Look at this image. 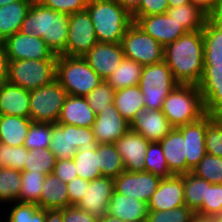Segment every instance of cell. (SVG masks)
<instances>
[{
  "instance_id": "obj_1",
  "label": "cell",
  "mask_w": 222,
  "mask_h": 222,
  "mask_svg": "<svg viewBox=\"0 0 222 222\" xmlns=\"http://www.w3.org/2000/svg\"><path fill=\"white\" fill-rule=\"evenodd\" d=\"M202 30L187 32L164 46L163 60L178 84L198 86L204 70Z\"/></svg>"
},
{
  "instance_id": "obj_2",
  "label": "cell",
  "mask_w": 222,
  "mask_h": 222,
  "mask_svg": "<svg viewBox=\"0 0 222 222\" xmlns=\"http://www.w3.org/2000/svg\"><path fill=\"white\" fill-rule=\"evenodd\" d=\"M69 15L44 7L33 1L22 22L21 33L42 38L56 55L66 50Z\"/></svg>"
},
{
  "instance_id": "obj_3",
  "label": "cell",
  "mask_w": 222,
  "mask_h": 222,
  "mask_svg": "<svg viewBox=\"0 0 222 222\" xmlns=\"http://www.w3.org/2000/svg\"><path fill=\"white\" fill-rule=\"evenodd\" d=\"M86 10L100 43H121L132 15L116 0H88Z\"/></svg>"
},
{
  "instance_id": "obj_4",
  "label": "cell",
  "mask_w": 222,
  "mask_h": 222,
  "mask_svg": "<svg viewBox=\"0 0 222 222\" xmlns=\"http://www.w3.org/2000/svg\"><path fill=\"white\" fill-rule=\"evenodd\" d=\"M162 112L173 128L197 121L206 114L199 88L178 84L165 98Z\"/></svg>"
},
{
  "instance_id": "obj_5",
  "label": "cell",
  "mask_w": 222,
  "mask_h": 222,
  "mask_svg": "<svg viewBox=\"0 0 222 222\" xmlns=\"http://www.w3.org/2000/svg\"><path fill=\"white\" fill-rule=\"evenodd\" d=\"M56 80L67 95L86 97L103 79L83 57L58 55Z\"/></svg>"
},
{
  "instance_id": "obj_6",
  "label": "cell",
  "mask_w": 222,
  "mask_h": 222,
  "mask_svg": "<svg viewBox=\"0 0 222 222\" xmlns=\"http://www.w3.org/2000/svg\"><path fill=\"white\" fill-rule=\"evenodd\" d=\"M177 85L172 71L164 60L144 66L139 87L143 93L145 109L162 110L165 98Z\"/></svg>"
},
{
  "instance_id": "obj_7",
  "label": "cell",
  "mask_w": 222,
  "mask_h": 222,
  "mask_svg": "<svg viewBox=\"0 0 222 222\" xmlns=\"http://www.w3.org/2000/svg\"><path fill=\"white\" fill-rule=\"evenodd\" d=\"M98 144L92 127L52 124L50 150L57 160L73 159L77 151L95 150Z\"/></svg>"
},
{
  "instance_id": "obj_8",
  "label": "cell",
  "mask_w": 222,
  "mask_h": 222,
  "mask_svg": "<svg viewBox=\"0 0 222 222\" xmlns=\"http://www.w3.org/2000/svg\"><path fill=\"white\" fill-rule=\"evenodd\" d=\"M57 59L9 60L7 82L31 91L56 79Z\"/></svg>"
},
{
  "instance_id": "obj_9",
  "label": "cell",
  "mask_w": 222,
  "mask_h": 222,
  "mask_svg": "<svg viewBox=\"0 0 222 222\" xmlns=\"http://www.w3.org/2000/svg\"><path fill=\"white\" fill-rule=\"evenodd\" d=\"M67 92L55 79L30 91L29 118L35 122L57 123Z\"/></svg>"
},
{
  "instance_id": "obj_10",
  "label": "cell",
  "mask_w": 222,
  "mask_h": 222,
  "mask_svg": "<svg viewBox=\"0 0 222 222\" xmlns=\"http://www.w3.org/2000/svg\"><path fill=\"white\" fill-rule=\"evenodd\" d=\"M125 58L142 66L163 61L164 47L133 22L121 40Z\"/></svg>"
},
{
  "instance_id": "obj_11",
  "label": "cell",
  "mask_w": 222,
  "mask_h": 222,
  "mask_svg": "<svg viewBox=\"0 0 222 222\" xmlns=\"http://www.w3.org/2000/svg\"><path fill=\"white\" fill-rule=\"evenodd\" d=\"M98 43L93 22L87 10L69 15L66 50L63 55L83 57Z\"/></svg>"
},
{
  "instance_id": "obj_12",
  "label": "cell",
  "mask_w": 222,
  "mask_h": 222,
  "mask_svg": "<svg viewBox=\"0 0 222 222\" xmlns=\"http://www.w3.org/2000/svg\"><path fill=\"white\" fill-rule=\"evenodd\" d=\"M3 43L9 60L58 59V55L40 37L17 32Z\"/></svg>"
},
{
  "instance_id": "obj_13",
  "label": "cell",
  "mask_w": 222,
  "mask_h": 222,
  "mask_svg": "<svg viewBox=\"0 0 222 222\" xmlns=\"http://www.w3.org/2000/svg\"><path fill=\"white\" fill-rule=\"evenodd\" d=\"M161 177L150 172H122L114 178V191L123 196L148 203L157 190Z\"/></svg>"
},
{
  "instance_id": "obj_14",
  "label": "cell",
  "mask_w": 222,
  "mask_h": 222,
  "mask_svg": "<svg viewBox=\"0 0 222 222\" xmlns=\"http://www.w3.org/2000/svg\"><path fill=\"white\" fill-rule=\"evenodd\" d=\"M197 87L202 95L205 112L222 117V64H204Z\"/></svg>"
},
{
  "instance_id": "obj_15",
  "label": "cell",
  "mask_w": 222,
  "mask_h": 222,
  "mask_svg": "<svg viewBox=\"0 0 222 222\" xmlns=\"http://www.w3.org/2000/svg\"><path fill=\"white\" fill-rule=\"evenodd\" d=\"M83 58L88 65L105 80L125 58L121 43H100L94 45Z\"/></svg>"
},
{
  "instance_id": "obj_16",
  "label": "cell",
  "mask_w": 222,
  "mask_h": 222,
  "mask_svg": "<svg viewBox=\"0 0 222 222\" xmlns=\"http://www.w3.org/2000/svg\"><path fill=\"white\" fill-rule=\"evenodd\" d=\"M92 130L99 144H114L130 130V123L123 118L113 103L96 115Z\"/></svg>"
},
{
  "instance_id": "obj_17",
  "label": "cell",
  "mask_w": 222,
  "mask_h": 222,
  "mask_svg": "<svg viewBox=\"0 0 222 222\" xmlns=\"http://www.w3.org/2000/svg\"><path fill=\"white\" fill-rule=\"evenodd\" d=\"M145 33L157 40L163 47L176 41L187 31L166 13L141 16L134 21Z\"/></svg>"
},
{
  "instance_id": "obj_18",
  "label": "cell",
  "mask_w": 222,
  "mask_h": 222,
  "mask_svg": "<svg viewBox=\"0 0 222 222\" xmlns=\"http://www.w3.org/2000/svg\"><path fill=\"white\" fill-rule=\"evenodd\" d=\"M114 191V179L106 176L95 178L89 182L83 198L76 205L97 218L107 214V204Z\"/></svg>"
},
{
  "instance_id": "obj_19",
  "label": "cell",
  "mask_w": 222,
  "mask_h": 222,
  "mask_svg": "<svg viewBox=\"0 0 222 222\" xmlns=\"http://www.w3.org/2000/svg\"><path fill=\"white\" fill-rule=\"evenodd\" d=\"M173 127L162 110L142 109L130 122V130L141 134L149 142H159Z\"/></svg>"
},
{
  "instance_id": "obj_20",
  "label": "cell",
  "mask_w": 222,
  "mask_h": 222,
  "mask_svg": "<svg viewBox=\"0 0 222 222\" xmlns=\"http://www.w3.org/2000/svg\"><path fill=\"white\" fill-rule=\"evenodd\" d=\"M147 205L148 211H168L184 206L183 174L162 178Z\"/></svg>"
},
{
  "instance_id": "obj_21",
  "label": "cell",
  "mask_w": 222,
  "mask_h": 222,
  "mask_svg": "<svg viewBox=\"0 0 222 222\" xmlns=\"http://www.w3.org/2000/svg\"><path fill=\"white\" fill-rule=\"evenodd\" d=\"M149 143L141 134L132 130L126 132L114 143L123 159L125 171H144L145 155Z\"/></svg>"
},
{
  "instance_id": "obj_22",
  "label": "cell",
  "mask_w": 222,
  "mask_h": 222,
  "mask_svg": "<svg viewBox=\"0 0 222 222\" xmlns=\"http://www.w3.org/2000/svg\"><path fill=\"white\" fill-rule=\"evenodd\" d=\"M186 140L187 173L207 154L205 135L207 130V113L197 121L177 128Z\"/></svg>"
},
{
  "instance_id": "obj_23",
  "label": "cell",
  "mask_w": 222,
  "mask_h": 222,
  "mask_svg": "<svg viewBox=\"0 0 222 222\" xmlns=\"http://www.w3.org/2000/svg\"><path fill=\"white\" fill-rule=\"evenodd\" d=\"M159 143L170 172L173 175L186 174V140L182 133L173 128Z\"/></svg>"
},
{
  "instance_id": "obj_24",
  "label": "cell",
  "mask_w": 222,
  "mask_h": 222,
  "mask_svg": "<svg viewBox=\"0 0 222 222\" xmlns=\"http://www.w3.org/2000/svg\"><path fill=\"white\" fill-rule=\"evenodd\" d=\"M30 91L20 86L0 83V115L29 118Z\"/></svg>"
},
{
  "instance_id": "obj_25",
  "label": "cell",
  "mask_w": 222,
  "mask_h": 222,
  "mask_svg": "<svg viewBox=\"0 0 222 222\" xmlns=\"http://www.w3.org/2000/svg\"><path fill=\"white\" fill-rule=\"evenodd\" d=\"M107 214L123 222H146L148 205L146 202L113 191L112 198L107 204Z\"/></svg>"
},
{
  "instance_id": "obj_26",
  "label": "cell",
  "mask_w": 222,
  "mask_h": 222,
  "mask_svg": "<svg viewBox=\"0 0 222 222\" xmlns=\"http://www.w3.org/2000/svg\"><path fill=\"white\" fill-rule=\"evenodd\" d=\"M96 114L86 97L67 95L57 123L78 127H92Z\"/></svg>"
},
{
  "instance_id": "obj_27",
  "label": "cell",
  "mask_w": 222,
  "mask_h": 222,
  "mask_svg": "<svg viewBox=\"0 0 222 222\" xmlns=\"http://www.w3.org/2000/svg\"><path fill=\"white\" fill-rule=\"evenodd\" d=\"M32 0H19L0 7V42L20 31Z\"/></svg>"
},
{
  "instance_id": "obj_28",
  "label": "cell",
  "mask_w": 222,
  "mask_h": 222,
  "mask_svg": "<svg viewBox=\"0 0 222 222\" xmlns=\"http://www.w3.org/2000/svg\"><path fill=\"white\" fill-rule=\"evenodd\" d=\"M37 205L43 209H64L69 206L67 184L53 173L45 176Z\"/></svg>"
},
{
  "instance_id": "obj_29",
  "label": "cell",
  "mask_w": 222,
  "mask_h": 222,
  "mask_svg": "<svg viewBox=\"0 0 222 222\" xmlns=\"http://www.w3.org/2000/svg\"><path fill=\"white\" fill-rule=\"evenodd\" d=\"M204 64H222V20L210 17L202 30Z\"/></svg>"
},
{
  "instance_id": "obj_30",
  "label": "cell",
  "mask_w": 222,
  "mask_h": 222,
  "mask_svg": "<svg viewBox=\"0 0 222 222\" xmlns=\"http://www.w3.org/2000/svg\"><path fill=\"white\" fill-rule=\"evenodd\" d=\"M30 118L0 115V142L10 146H23L31 123Z\"/></svg>"
},
{
  "instance_id": "obj_31",
  "label": "cell",
  "mask_w": 222,
  "mask_h": 222,
  "mask_svg": "<svg viewBox=\"0 0 222 222\" xmlns=\"http://www.w3.org/2000/svg\"><path fill=\"white\" fill-rule=\"evenodd\" d=\"M166 14L173 18L187 32L203 30L210 16L192 2L178 7H169Z\"/></svg>"
},
{
  "instance_id": "obj_32",
  "label": "cell",
  "mask_w": 222,
  "mask_h": 222,
  "mask_svg": "<svg viewBox=\"0 0 222 222\" xmlns=\"http://www.w3.org/2000/svg\"><path fill=\"white\" fill-rule=\"evenodd\" d=\"M113 103L119 113L129 123L138 111L145 108L143 93L139 85L116 90Z\"/></svg>"
},
{
  "instance_id": "obj_33",
  "label": "cell",
  "mask_w": 222,
  "mask_h": 222,
  "mask_svg": "<svg viewBox=\"0 0 222 222\" xmlns=\"http://www.w3.org/2000/svg\"><path fill=\"white\" fill-rule=\"evenodd\" d=\"M143 67L140 63L124 58L122 63L105 81L116 91L139 85Z\"/></svg>"
},
{
  "instance_id": "obj_34",
  "label": "cell",
  "mask_w": 222,
  "mask_h": 222,
  "mask_svg": "<svg viewBox=\"0 0 222 222\" xmlns=\"http://www.w3.org/2000/svg\"><path fill=\"white\" fill-rule=\"evenodd\" d=\"M98 161L102 176L114 179L125 171L123 159L113 143L98 144Z\"/></svg>"
},
{
  "instance_id": "obj_35",
  "label": "cell",
  "mask_w": 222,
  "mask_h": 222,
  "mask_svg": "<svg viewBox=\"0 0 222 222\" xmlns=\"http://www.w3.org/2000/svg\"><path fill=\"white\" fill-rule=\"evenodd\" d=\"M184 202L194 213L201 207L207 193V181L191 172L183 174Z\"/></svg>"
},
{
  "instance_id": "obj_36",
  "label": "cell",
  "mask_w": 222,
  "mask_h": 222,
  "mask_svg": "<svg viewBox=\"0 0 222 222\" xmlns=\"http://www.w3.org/2000/svg\"><path fill=\"white\" fill-rule=\"evenodd\" d=\"M21 181V171L0 167V202L13 204L19 201Z\"/></svg>"
},
{
  "instance_id": "obj_37",
  "label": "cell",
  "mask_w": 222,
  "mask_h": 222,
  "mask_svg": "<svg viewBox=\"0 0 222 222\" xmlns=\"http://www.w3.org/2000/svg\"><path fill=\"white\" fill-rule=\"evenodd\" d=\"M78 177L92 181L102 176L98 161V146L95 150L77 151L73 156Z\"/></svg>"
},
{
  "instance_id": "obj_38",
  "label": "cell",
  "mask_w": 222,
  "mask_h": 222,
  "mask_svg": "<svg viewBox=\"0 0 222 222\" xmlns=\"http://www.w3.org/2000/svg\"><path fill=\"white\" fill-rule=\"evenodd\" d=\"M57 158L50 148L32 149L26 154L23 171L41 172L45 175L53 173Z\"/></svg>"
},
{
  "instance_id": "obj_39",
  "label": "cell",
  "mask_w": 222,
  "mask_h": 222,
  "mask_svg": "<svg viewBox=\"0 0 222 222\" xmlns=\"http://www.w3.org/2000/svg\"><path fill=\"white\" fill-rule=\"evenodd\" d=\"M45 176L46 175L41 172L21 171L22 181L19 202L37 204L41 197Z\"/></svg>"
},
{
  "instance_id": "obj_40",
  "label": "cell",
  "mask_w": 222,
  "mask_h": 222,
  "mask_svg": "<svg viewBox=\"0 0 222 222\" xmlns=\"http://www.w3.org/2000/svg\"><path fill=\"white\" fill-rule=\"evenodd\" d=\"M196 218L211 220L222 216V184L207 182L206 199L202 207L195 213Z\"/></svg>"
},
{
  "instance_id": "obj_41",
  "label": "cell",
  "mask_w": 222,
  "mask_h": 222,
  "mask_svg": "<svg viewBox=\"0 0 222 222\" xmlns=\"http://www.w3.org/2000/svg\"><path fill=\"white\" fill-rule=\"evenodd\" d=\"M7 222H44L46 209L40 208L36 203L14 202Z\"/></svg>"
},
{
  "instance_id": "obj_42",
  "label": "cell",
  "mask_w": 222,
  "mask_h": 222,
  "mask_svg": "<svg viewBox=\"0 0 222 222\" xmlns=\"http://www.w3.org/2000/svg\"><path fill=\"white\" fill-rule=\"evenodd\" d=\"M144 171L150 172L154 175H157L161 178H169L173 174L168 169V166L165 161V157L159 142H150L144 162Z\"/></svg>"
},
{
  "instance_id": "obj_43",
  "label": "cell",
  "mask_w": 222,
  "mask_h": 222,
  "mask_svg": "<svg viewBox=\"0 0 222 222\" xmlns=\"http://www.w3.org/2000/svg\"><path fill=\"white\" fill-rule=\"evenodd\" d=\"M191 173L211 184H222V158L207 153Z\"/></svg>"
},
{
  "instance_id": "obj_44",
  "label": "cell",
  "mask_w": 222,
  "mask_h": 222,
  "mask_svg": "<svg viewBox=\"0 0 222 222\" xmlns=\"http://www.w3.org/2000/svg\"><path fill=\"white\" fill-rule=\"evenodd\" d=\"M52 123L31 121L24 147L27 150L50 148Z\"/></svg>"
},
{
  "instance_id": "obj_45",
  "label": "cell",
  "mask_w": 222,
  "mask_h": 222,
  "mask_svg": "<svg viewBox=\"0 0 222 222\" xmlns=\"http://www.w3.org/2000/svg\"><path fill=\"white\" fill-rule=\"evenodd\" d=\"M205 146L208 154L222 158V117L207 113Z\"/></svg>"
},
{
  "instance_id": "obj_46",
  "label": "cell",
  "mask_w": 222,
  "mask_h": 222,
  "mask_svg": "<svg viewBox=\"0 0 222 222\" xmlns=\"http://www.w3.org/2000/svg\"><path fill=\"white\" fill-rule=\"evenodd\" d=\"M28 152L24 146L12 147L0 142V167L23 171Z\"/></svg>"
},
{
  "instance_id": "obj_47",
  "label": "cell",
  "mask_w": 222,
  "mask_h": 222,
  "mask_svg": "<svg viewBox=\"0 0 222 222\" xmlns=\"http://www.w3.org/2000/svg\"><path fill=\"white\" fill-rule=\"evenodd\" d=\"M115 92L116 91L103 80L86 96V99L94 113L97 115L109 105L113 104Z\"/></svg>"
},
{
  "instance_id": "obj_48",
  "label": "cell",
  "mask_w": 222,
  "mask_h": 222,
  "mask_svg": "<svg viewBox=\"0 0 222 222\" xmlns=\"http://www.w3.org/2000/svg\"><path fill=\"white\" fill-rule=\"evenodd\" d=\"M196 214L186 205L168 211H148L146 222H192Z\"/></svg>"
},
{
  "instance_id": "obj_49",
  "label": "cell",
  "mask_w": 222,
  "mask_h": 222,
  "mask_svg": "<svg viewBox=\"0 0 222 222\" xmlns=\"http://www.w3.org/2000/svg\"><path fill=\"white\" fill-rule=\"evenodd\" d=\"M44 7L71 15L86 10L88 0H38Z\"/></svg>"
},
{
  "instance_id": "obj_50",
  "label": "cell",
  "mask_w": 222,
  "mask_h": 222,
  "mask_svg": "<svg viewBox=\"0 0 222 222\" xmlns=\"http://www.w3.org/2000/svg\"><path fill=\"white\" fill-rule=\"evenodd\" d=\"M168 8V0H141L139 8L132 14L133 22L141 16L166 13Z\"/></svg>"
},
{
  "instance_id": "obj_51",
  "label": "cell",
  "mask_w": 222,
  "mask_h": 222,
  "mask_svg": "<svg viewBox=\"0 0 222 222\" xmlns=\"http://www.w3.org/2000/svg\"><path fill=\"white\" fill-rule=\"evenodd\" d=\"M53 174L66 184L78 177L73 159L57 160Z\"/></svg>"
},
{
  "instance_id": "obj_52",
  "label": "cell",
  "mask_w": 222,
  "mask_h": 222,
  "mask_svg": "<svg viewBox=\"0 0 222 222\" xmlns=\"http://www.w3.org/2000/svg\"><path fill=\"white\" fill-rule=\"evenodd\" d=\"M99 218L83 211L76 205L62 209V222H98Z\"/></svg>"
},
{
  "instance_id": "obj_53",
  "label": "cell",
  "mask_w": 222,
  "mask_h": 222,
  "mask_svg": "<svg viewBox=\"0 0 222 222\" xmlns=\"http://www.w3.org/2000/svg\"><path fill=\"white\" fill-rule=\"evenodd\" d=\"M89 181H86L80 177H76L67 184V190L69 195V206L77 205L79 201L83 198Z\"/></svg>"
},
{
  "instance_id": "obj_54",
  "label": "cell",
  "mask_w": 222,
  "mask_h": 222,
  "mask_svg": "<svg viewBox=\"0 0 222 222\" xmlns=\"http://www.w3.org/2000/svg\"><path fill=\"white\" fill-rule=\"evenodd\" d=\"M210 17H218L222 13V0H191Z\"/></svg>"
},
{
  "instance_id": "obj_55",
  "label": "cell",
  "mask_w": 222,
  "mask_h": 222,
  "mask_svg": "<svg viewBox=\"0 0 222 222\" xmlns=\"http://www.w3.org/2000/svg\"><path fill=\"white\" fill-rule=\"evenodd\" d=\"M9 58L3 42H0V83L5 82L8 76Z\"/></svg>"
},
{
  "instance_id": "obj_56",
  "label": "cell",
  "mask_w": 222,
  "mask_h": 222,
  "mask_svg": "<svg viewBox=\"0 0 222 222\" xmlns=\"http://www.w3.org/2000/svg\"><path fill=\"white\" fill-rule=\"evenodd\" d=\"M44 222H62V209H47Z\"/></svg>"
},
{
  "instance_id": "obj_57",
  "label": "cell",
  "mask_w": 222,
  "mask_h": 222,
  "mask_svg": "<svg viewBox=\"0 0 222 222\" xmlns=\"http://www.w3.org/2000/svg\"><path fill=\"white\" fill-rule=\"evenodd\" d=\"M120 3L131 15L139 8L141 0H116Z\"/></svg>"
},
{
  "instance_id": "obj_58",
  "label": "cell",
  "mask_w": 222,
  "mask_h": 222,
  "mask_svg": "<svg viewBox=\"0 0 222 222\" xmlns=\"http://www.w3.org/2000/svg\"><path fill=\"white\" fill-rule=\"evenodd\" d=\"M98 222H123L119 218L105 214L103 217L99 218Z\"/></svg>"
},
{
  "instance_id": "obj_59",
  "label": "cell",
  "mask_w": 222,
  "mask_h": 222,
  "mask_svg": "<svg viewBox=\"0 0 222 222\" xmlns=\"http://www.w3.org/2000/svg\"><path fill=\"white\" fill-rule=\"evenodd\" d=\"M191 0H168L169 7H178L190 3Z\"/></svg>"
},
{
  "instance_id": "obj_60",
  "label": "cell",
  "mask_w": 222,
  "mask_h": 222,
  "mask_svg": "<svg viewBox=\"0 0 222 222\" xmlns=\"http://www.w3.org/2000/svg\"><path fill=\"white\" fill-rule=\"evenodd\" d=\"M19 0H0V7L3 5H8L9 3H13Z\"/></svg>"
},
{
  "instance_id": "obj_61",
  "label": "cell",
  "mask_w": 222,
  "mask_h": 222,
  "mask_svg": "<svg viewBox=\"0 0 222 222\" xmlns=\"http://www.w3.org/2000/svg\"><path fill=\"white\" fill-rule=\"evenodd\" d=\"M211 222H222V216H217L210 220Z\"/></svg>"
},
{
  "instance_id": "obj_62",
  "label": "cell",
  "mask_w": 222,
  "mask_h": 222,
  "mask_svg": "<svg viewBox=\"0 0 222 222\" xmlns=\"http://www.w3.org/2000/svg\"><path fill=\"white\" fill-rule=\"evenodd\" d=\"M192 222H211V221H210V220H205V219L196 218V219L193 220Z\"/></svg>"
},
{
  "instance_id": "obj_63",
  "label": "cell",
  "mask_w": 222,
  "mask_h": 222,
  "mask_svg": "<svg viewBox=\"0 0 222 222\" xmlns=\"http://www.w3.org/2000/svg\"><path fill=\"white\" fill-rule=\"evenodd\" d=\"M218 17L222 20V13Z\"/></svg>"
}]
</instances>
